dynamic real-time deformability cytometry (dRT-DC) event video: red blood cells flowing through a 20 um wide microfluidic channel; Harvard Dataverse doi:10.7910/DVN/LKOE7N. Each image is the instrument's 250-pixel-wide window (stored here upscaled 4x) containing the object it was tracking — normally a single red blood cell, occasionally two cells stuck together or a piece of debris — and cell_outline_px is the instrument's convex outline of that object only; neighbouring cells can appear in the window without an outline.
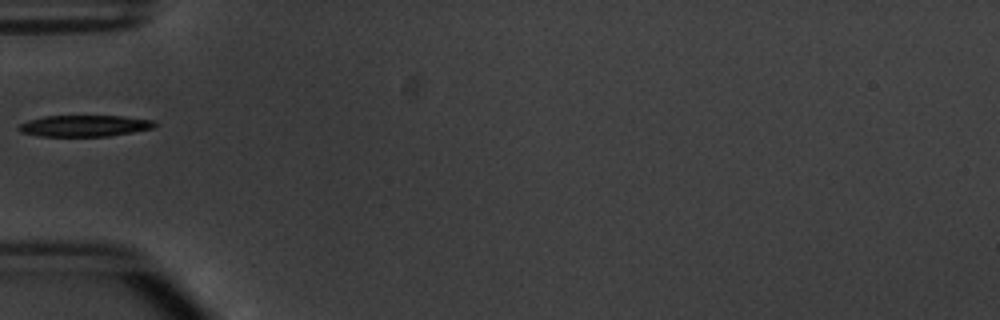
{"species": "common noctule bat (a hibernating species)", "species_latin": "Nyctalus noctula", "temperature_condition": "warm", "stored_images_in_passage": 19, "camera_frame_rate_fps": 3000, "um_per_image_px": 0.085, "animal": {"sex": "male", "body_mass_g": 20.1, "forearm_length_mm": 53.5}, "frame": {"image": 1, "passage_image": 1, "time_ms": 0.0, "image_size_px": [1000, 320], "cell_outline_px": [[156, 128], [108, 136], [40, 136], [20, 132], [16, 128], [20, 124], [28, 120], [44, 116], [124, 116], [156, 120]], "centroid_in_image_um": [7.21, 10.69], "position_along_channel_um": 77.8, "area_um2": 17.05}}
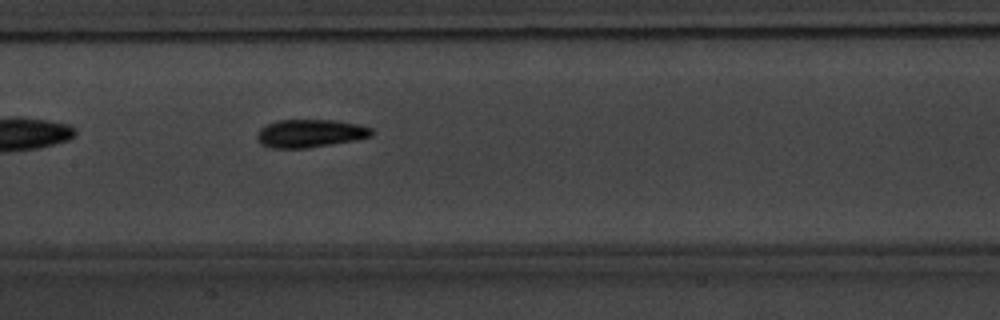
{"frame": {"image": 2, "passage_image": 9, "time_ms": 2.667, "image_size_px": [1000, 320], "cell_outline_px": [[376, 132], [372, 136], [356, 140], [308, 148], [272, 148], [260, 144], [256, 140], [256, 132], [260, 128], [276, 120], [336, 120], [360, 124], [372, 128]], "centroid_in_image_um": [26.37, 11.33], "position_along_channel_um": 181.0, "area_um2": 19.07}}